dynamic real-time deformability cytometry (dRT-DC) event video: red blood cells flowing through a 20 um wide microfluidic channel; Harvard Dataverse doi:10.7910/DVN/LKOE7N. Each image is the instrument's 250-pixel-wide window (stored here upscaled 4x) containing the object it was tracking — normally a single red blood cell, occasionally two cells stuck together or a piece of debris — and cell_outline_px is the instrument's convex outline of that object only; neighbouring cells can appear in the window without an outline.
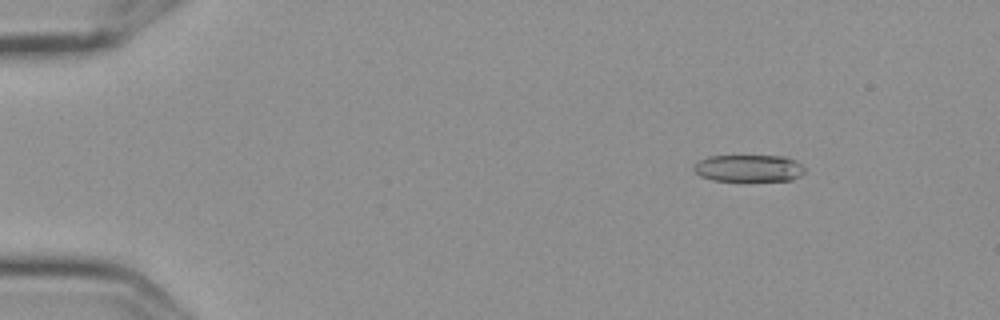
{"species": "Egyptian fruit bat (a non-hibernating species)", "species_latin": "Rousettus aegyptiacus", "temperature_condition": "cold", "stored_images_in_passage": 6, "camera_frame_rate_fps": 3000, "um_per_image_px": 0.085, "frame": {"image": 1, "passage_image": 3, "time_ms": 0.667, "image_size_px": [1000, 320], "cell_outline_px": [[804, 172], [800, 176], [792, 180], [712, 180], [700, 176], [692, 168], [692, 164], [708, 156], [784, 156], [796, 160], [804, 168]], "centroid_in_image_um": [63.62, 14.29], "position_along_channel_um": 21.4, "area_um2": 17.4}}
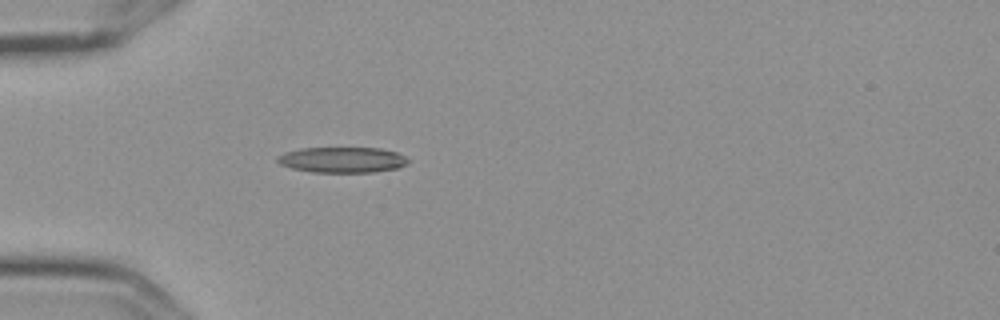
{"frame": {"image": 2, "passage_image": 6, "time_ms": 1.667, "image_size_px": [1000, 320], "cell_outline_px": [[408, 164], [400, 168], [376, 172], [312, 172], [292, 168], [280, 164], [276, 160], [276, 156], [284, 152], [300, 148], [380, 148], [396, 152], [404, 156], [408, 160]], "centroid_in_image_um": [29.09, 13.59], "position_along_channel_um": 55.9, "area_um2": 19.65}}